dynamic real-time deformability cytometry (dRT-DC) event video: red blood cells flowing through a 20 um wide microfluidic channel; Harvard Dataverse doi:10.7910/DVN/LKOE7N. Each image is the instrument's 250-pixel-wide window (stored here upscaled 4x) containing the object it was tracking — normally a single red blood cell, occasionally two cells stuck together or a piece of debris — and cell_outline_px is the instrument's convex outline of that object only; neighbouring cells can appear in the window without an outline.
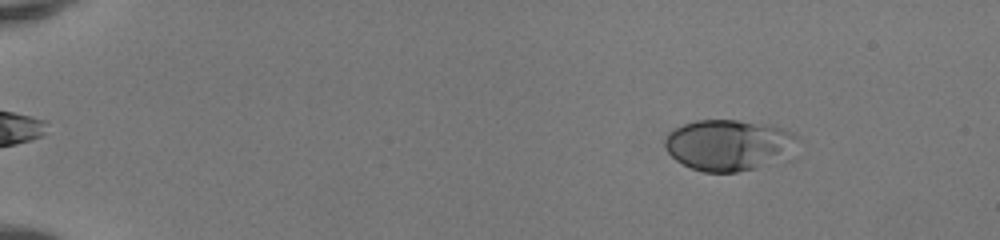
{"species": "human", "species_latin": "Homo sapiens", "temperature_condition": "room temperature", "stored_images_in_passage": 47, "camera_frame_rate_fps": 3000, "um_per_image_px": 0.085, "donor": {"sex": "female"}, "frame": {"image": 1, "passage_image": 3, "time_ms": 0.667, "image_size_px": [1000, 240], "cell_outline_px": [[800, 136], [796, 160], [736, 172], [704, 172], [692, 168], [676, 160], [664, 148], [664, 140], [668, 132], [684, 124], [696, 120], [736, 120], [776, 124]], "centroid_in_image_um": [62.14, 12.34], "position_along_channel_um": 22.9, "area_um2": 41.27}}
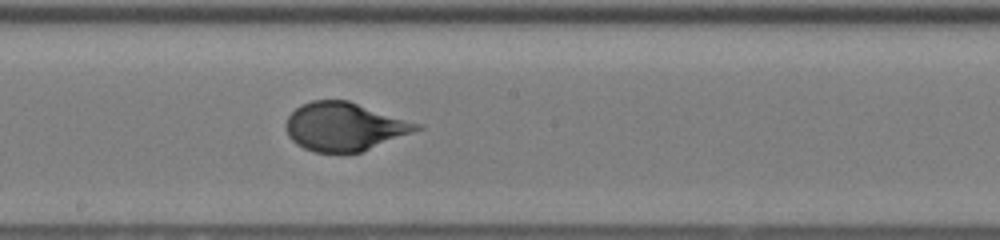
{"frame": {"image": 2, "passage_image": 26, "time_ms": 8.333, "image_size_px": [1000, 240], "cell_outline_px": [[424, 128], [360, 152], [316, 152], [304, 148], [296, 144], [288, 136], [284, 128], [284, 124], [288, 116], [300, 104], [312, 100], [348, 100], [424, 124]], "centroid_in_image_um": [29.28, 10.74], "position_along_channel_um": 218.9, "area_um2": 37.05}}
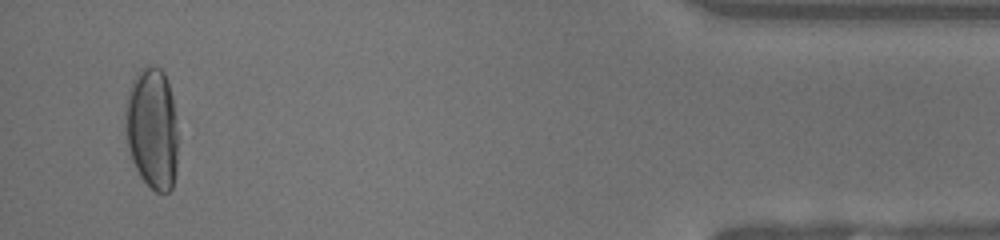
{"frame": {"image": 3, "passage_image": 45, "time_ms": 14.667, "image_size_px": [1000, 240], "cell_outline_px": [[176, 172], [172, 188], [168, 192], [156, 192], [140, 176], [132, 160], [128, 148], [124, 116], [124, 108], [128, 92], [132, 80], [140, 68], [148, 64], [152, 64], [160, 68], [164, 72], [168, 80], [172, 96], [176, 116]], "centroid_in_image_um": [12.92, 10.86], "position_along_channel_um": 422.3, "area_um2": 37.63}, "authors_computed_cell_mechanics": {"area_um2": 36.9342, "velocity_mm_per_s": 4.1478, "shape_relaxation_time_tau1_ms": 6.0269, "shape_relaxation_time_tau2_ms": null, "deformation_change_tau1": 0.2605, "deformation_change_tau2": null}}